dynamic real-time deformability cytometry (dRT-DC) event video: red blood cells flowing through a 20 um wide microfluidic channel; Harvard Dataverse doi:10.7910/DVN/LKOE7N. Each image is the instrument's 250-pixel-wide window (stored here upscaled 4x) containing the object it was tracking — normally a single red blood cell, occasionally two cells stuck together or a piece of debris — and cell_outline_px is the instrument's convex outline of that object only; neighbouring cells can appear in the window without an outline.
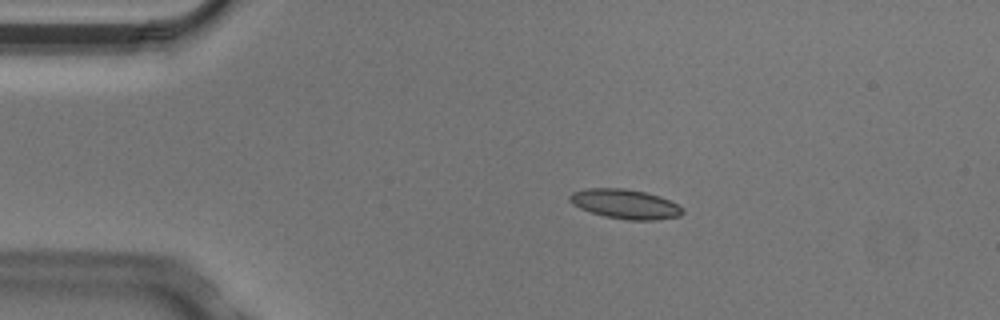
{"species": "Egyptian fruit bat (a non-hibernating species)", "species_latin": "Rousettus aegyptiacus", "temperature_condition": "cold", "stored_images_in_passage": 6, "camera_frame_rate_fps": 3000, "um_per_image_px": 0.085, "animal": {"sex": "male"}, "frame": {"image": 1, "passage_image": 4, "time_ms": 1.0, "image_size_px": [1000, 320], "cell_outline_px": [[684, 212], [680, 216], [656, 220], [628, 220], [604, 216], [580, 208], [572, 204], [568, 200], [568, 196], [572, 192], [584, 188], [624, 188], [644, 192], [660, 196], [684, 208]], "centroid_in_image_um": [53.12, 17.34], "position_along_channel_um": 31.9, "area_um2": 19.48}}
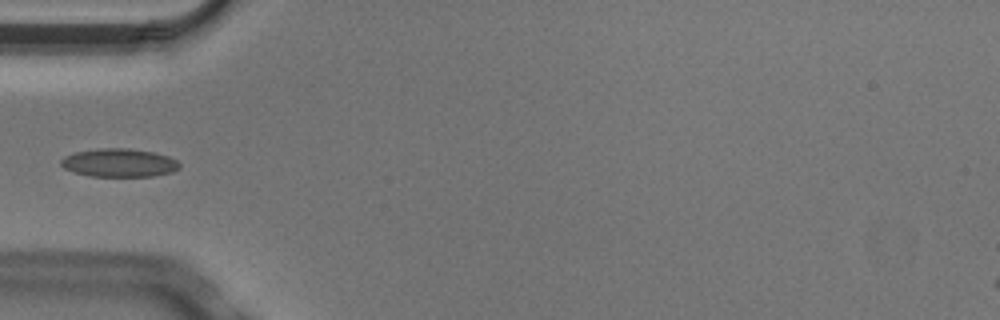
{"frame": {"image": 2, "passage_image": 6, "time_ms": 1.667, "image_size_px": [1000, 320], "cell_outline_px": [[180, 168], [172, 172], [152, 176], [92, 176], [76, 172], [64, 168], [60, 164], [60, 160], [64, 156], [76, 152], [100, 148], [128, 148], [152, 152], [168, 156], [176, 160], [180, 164]], "centroid_in_image_um": [10.13, 13.83], "position_along_channel_um": 74.9, "area_um2": 19.42}}